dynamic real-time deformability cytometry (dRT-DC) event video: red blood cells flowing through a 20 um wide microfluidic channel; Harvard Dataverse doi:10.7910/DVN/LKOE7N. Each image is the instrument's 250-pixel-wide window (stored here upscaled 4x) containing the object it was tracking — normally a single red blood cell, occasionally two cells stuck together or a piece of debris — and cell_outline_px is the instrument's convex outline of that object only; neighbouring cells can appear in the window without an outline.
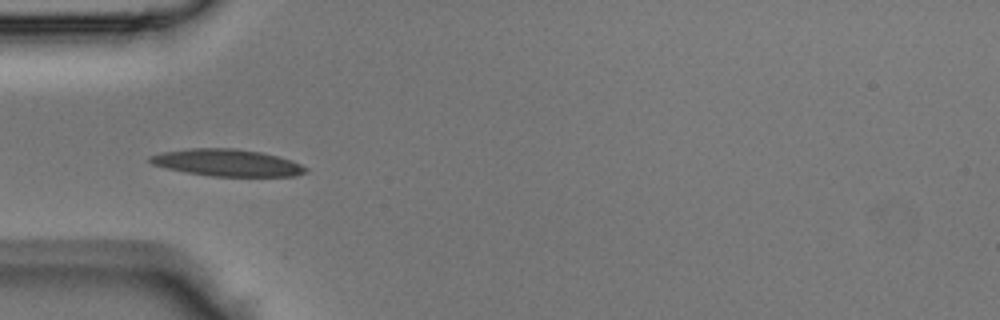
{"species": "Egyptian fruit bat (a non-hibernating species)", "species_latin": "Rousettus aegyptiacus", "temperature_condition": "room temperature", "stored_images_in_passage": 15, "camera_frame_rate_fps": 3000, "um_per_image_px": 0.085, "animal": {"sex": "male"}, "frame": {"image": 1, "passage_image": 5, "time_ms": 1.333, "image_size_px": [1000, 320], "cell_outline_px": [[308, 172], [296, 176], [212, 176], [188, 172], [168, 168], [152, 164], [148, 160], [148, 156], [160, 152], [192, 148], [232, 148], [260, 152], [280, 156], [292, 160], [308, 168]], "centroid_in_image_um": [19.33, 13.82], "position_along_channel_um": 65.7, "area_um2": 24.45}}
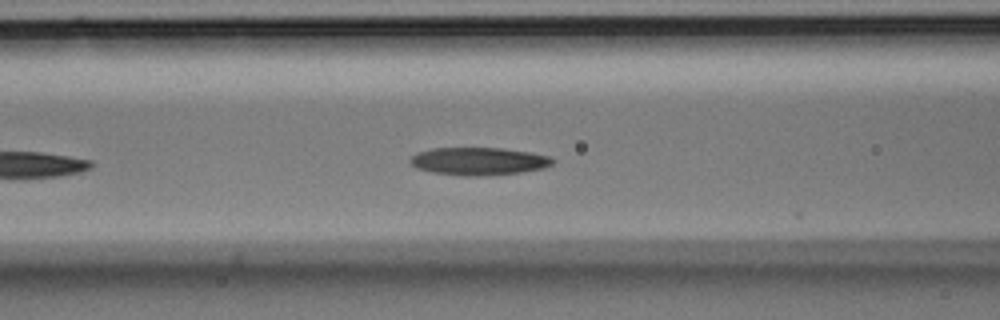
{"frame": {"image": 2, "passage_image": 9, "time_ms": 2.667, "image_size_px": [1000, 320], "cell_outline_px": [[556, 160], [552, 164], [544, 168], [520, 172], [488, 176], [464, 176], [432, 172], [416, 168], [408, 160], [412, 156], [420, 152], [432, 148], [504, 148], [528, 152], [548, 156]], "centroid_in_image_um": [40.69, 13.71], "position_along_channel_um": 125.9, "area_um2": 23.0}}